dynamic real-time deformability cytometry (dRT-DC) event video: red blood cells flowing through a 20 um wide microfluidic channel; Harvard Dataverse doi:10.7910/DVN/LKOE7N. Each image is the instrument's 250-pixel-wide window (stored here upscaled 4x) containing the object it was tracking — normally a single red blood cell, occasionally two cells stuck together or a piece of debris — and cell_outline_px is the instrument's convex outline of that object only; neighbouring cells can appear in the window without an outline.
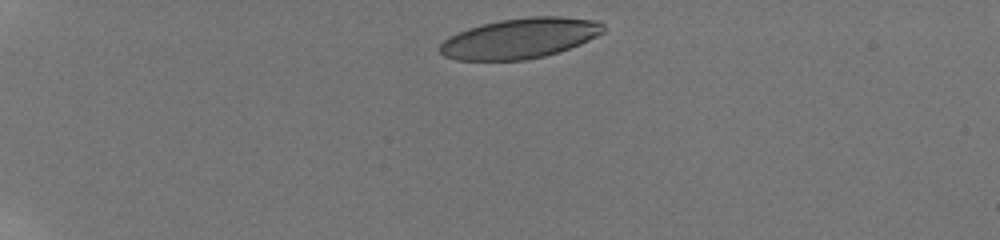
{"species": "human", "species_latin": "Homo sapiens", "temperature_condition": "room temperature", "stored_images_in_passage": 18, "camera_frame_rate_fps": 3000, "um_per_image_px": 0.085, "donor": {"sex": "male"}, "frame": {"image": 1, "passage_image": 1, "time_ms": 0.0, "image_size_px": [1000, 240], "cell_outline_px": [[604, 32], [580, 44], [560, 52], [544, 56], [524, 60], [456, 60], [444, 56], [440, 52], [440, 44], [448, 36], [468, 28], [500, 20], [532, 16], [560, 16], [596, 20], [604, 24]], "centroid_in_image_um": [44.2, 3.25], "position_along_channel_um": 40.8, "area_um2": 38.38}}
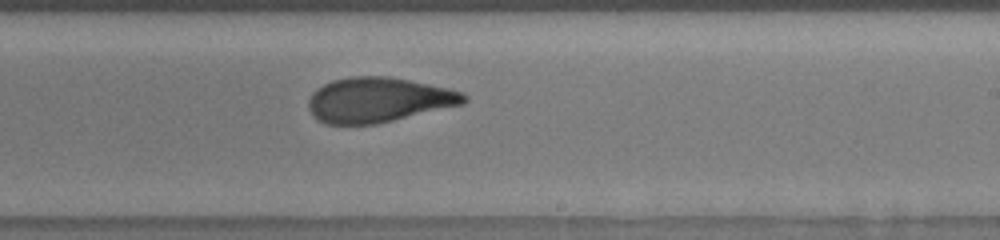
{"frame": {"image": 2, "passage_image": 16, "time_ms": 7.667, "image_size_px": [1000, 240], "cell_outline_px": [[468, 100], [464, 104], [376, 124], [324, 124], [308, 108], [308, 100], [312, 92], [316, 88], [332, 80], [352, 76], [388, 76], [448, 88], [464, 92], [468, 96]], "centroid_in_image_um": [32.18, 8.48], "position_along_channel_um": 256.8, "area_um2": 40.63}}
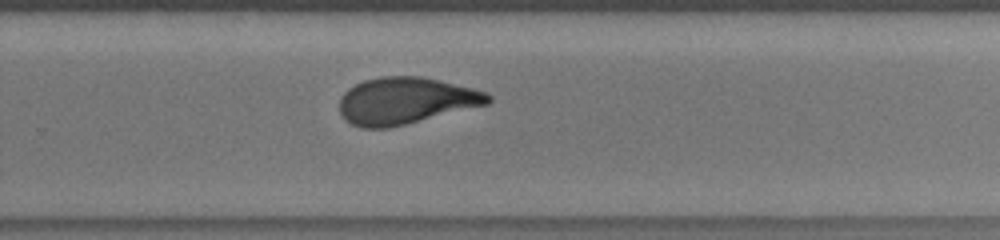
{"frame": {"image": 3, "passage_image": 18, "time_ms": 8.667, "image_size_px": [1000, 240], "cell_outline_px": [[492, 100], [488, 104], [388, 128], [360, 128], [344, 120], [340, 112], [340, 96], [348, 88], [364, 80], [380, 76], [420, 76], [440, 80], [488, 92], [492, 96]], "centroid_in_image_um": [34.47, 8.56], "position_along_channel_um": 295.3, "area_um2": 40.52}}